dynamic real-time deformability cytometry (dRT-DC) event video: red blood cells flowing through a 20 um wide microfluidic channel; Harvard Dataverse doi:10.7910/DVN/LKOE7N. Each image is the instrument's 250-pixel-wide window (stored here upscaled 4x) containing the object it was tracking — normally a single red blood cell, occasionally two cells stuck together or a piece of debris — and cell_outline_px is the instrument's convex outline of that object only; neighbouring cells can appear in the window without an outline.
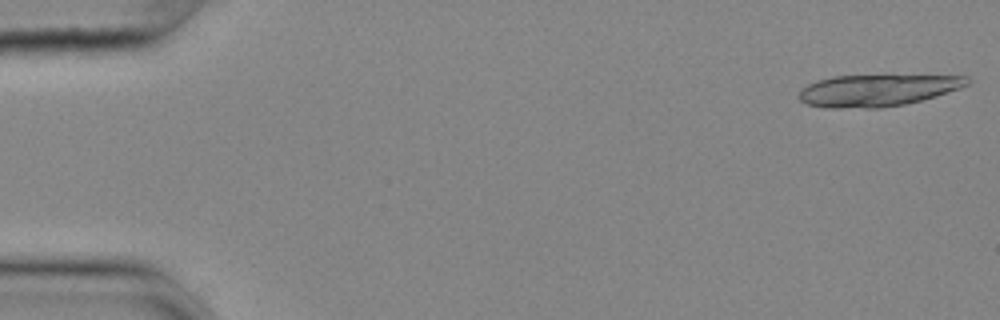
{"species": "common noctule bat (a hibernating species)", "species_latin": "Nyctalus noctula", "temperature_condition": "cold", "stored_images_in_passage": 18, "camera_frame_rate_fps": 3000, "um_per_image_px": 0.085, "animal": {"sex": "female", "body_mass_g": 25.1}, "frame": {"image": 1, "passage_image": 1, "time_ms": 0.0, "image_size_px": [1000, 320], "cell_outline_px": [[972, 80], [968, 84], [960, 88], [936, 96], [904, 104], [880, 108], [828, 108], [808, 104], [800, 100], [796, 96], [808, 84], [816, 80], [832, 76], [968, 76]], "centroid_in_image_um": [74.55, 7.68], "position_along_channel_um": 10.4, "area_um2": 30.92}}
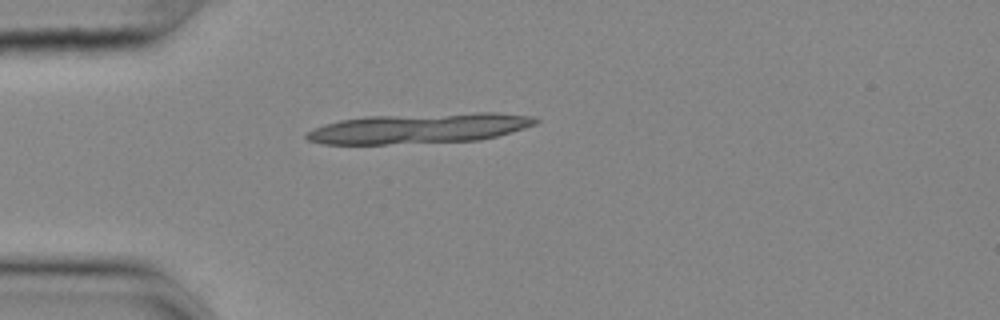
{"frame": {"image": 2, "passage_image": 14, "time_ms": 4.333, "image_size_px": [1000, 320], "cell_outline_px": [[540, 120], [536, 124], [524, 128], [496, 136], [480, 140], [384, 144], [320, 144], [308, 140], [304, 136], [308, 132], [324, 124], [340, 120], [368, 116], [476, 112], [496, 112], [532, 116]], "centroid_in_image_um": [35.65, 10.9], "position_along_channel_um": 49.4, "area_um2": 40.23}}